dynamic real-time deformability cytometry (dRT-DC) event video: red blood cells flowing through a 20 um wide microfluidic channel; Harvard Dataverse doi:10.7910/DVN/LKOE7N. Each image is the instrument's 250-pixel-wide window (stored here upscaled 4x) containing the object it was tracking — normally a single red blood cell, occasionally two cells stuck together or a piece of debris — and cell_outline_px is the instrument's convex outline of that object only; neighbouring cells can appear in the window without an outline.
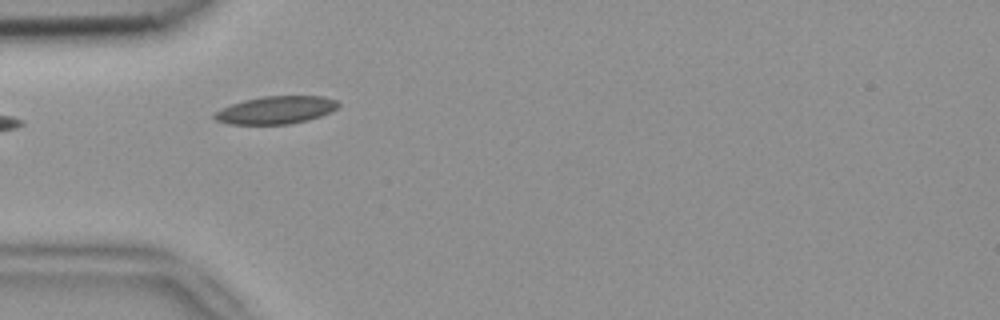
{"species": "common noctule bat (a hibernating species)", "species_latin": "Nyctalus noctula", "temperature_condition": "room temperature", "stored_images_in_passage": 8, "camera_frame_rate_fps": 3000, "um_per_image_px": 0.085, "animal": {"sex": "female", "body_mass_g": 18.4}, "frame": {"image": 1, "passage_image": 3, "time_ms": 0.667, "image_size_px": [1000, 320], "cell_outline_px": [[340, 104], [336, 108], [320, 116], [308, 120], [288, 124], [228, 124], [216, 120], [212, 116], [212, 112], [220, 108], [244, 100], [264, 96], [324, 96], [336, 100]], "centroid_in_image_um": [23.4, 9.35], "position_along_channel_um": 61.6, "area_um2": 20.0}}
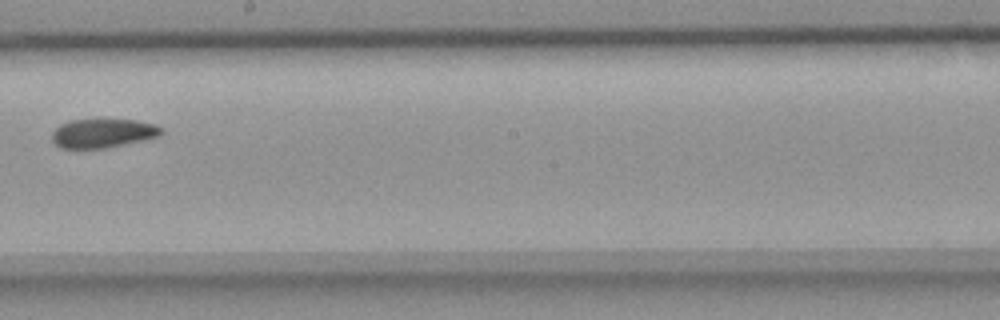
{"frame": {"image": 2, "passage_image": 7, "time_ms": 2.0, "image_size_px": [1000, 320], "cell_outline_px": [[164, 132], [160, 136], [104, 148], [60, 148], [52, 140], [52, 132], [60, 124], [72, 120], [136, 120], [156, 124]], "centroid_in_image_um": [8.74, 11.32], "position_along_channel_um": 239.5, "area_um2": 18.21}}
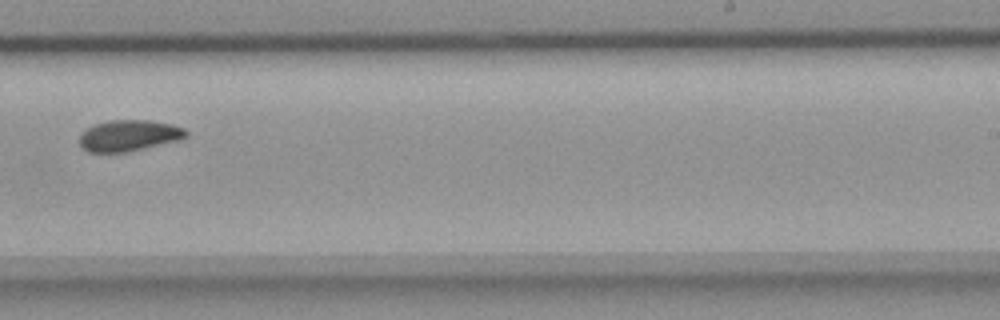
{"frame": {"image": 3, "passage_image": 8, "time_ms": 2.333, "image_size_px": [1000, 320], "cell_outline_px": [[188, 136], [180, 140], [144, 148], [124, 152], [88, 152], [80, 144], [80, 136], [88, 128], [96, 124], [112, 120], [148, 120], [172, 124], [184, 128], [188, 132]], "centroid_in_image_um": [11.01, 11.52], "position_along_channel_um": 278.0, "area_um2": 19.13}}